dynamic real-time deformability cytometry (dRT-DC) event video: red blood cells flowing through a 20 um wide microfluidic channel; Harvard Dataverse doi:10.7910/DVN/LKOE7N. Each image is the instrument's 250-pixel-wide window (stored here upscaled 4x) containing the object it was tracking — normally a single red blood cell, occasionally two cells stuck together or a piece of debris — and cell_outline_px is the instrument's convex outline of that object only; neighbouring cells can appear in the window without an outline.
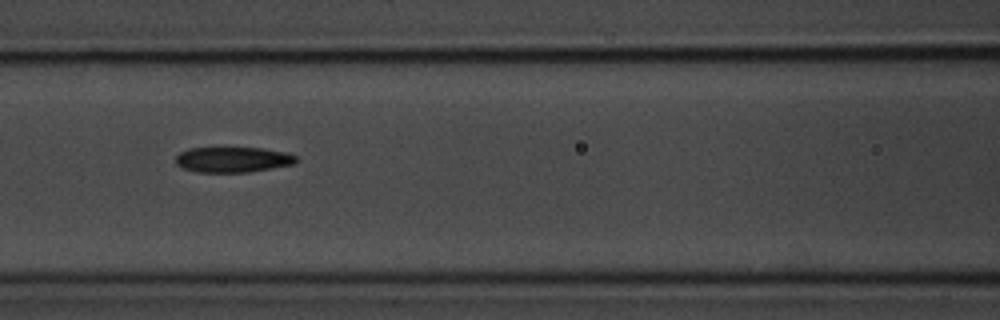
{"species": "common noctule bat (a hibernating species)", "species_latin": "Nyctalus noctula", "temperature_condition": "room temperature", "stored_images_in_passage": 10, "camera_frame_rate_fps": 3000, "um_per_image_px": 0.085, "animal": {"sex": "male", "body_mass_g": 20.1, "forearm_length_mm": 53.5}, "frame": {"image": 1, "passage_image": 6, "time_ms": 6.333, "image_size_px": [1000, 320], "cell_outline_px": [[296, 164], [248, 172], [196, 172], [180, 168], [176, 164], [176, 156], [180, 152], [188, 148], [264, 148], [284, 152], [296, 156]], "centroid_in_image_um": [19.76, 13.57], "position_along_channel_um": 146.8, "area_um2": 17.92}}
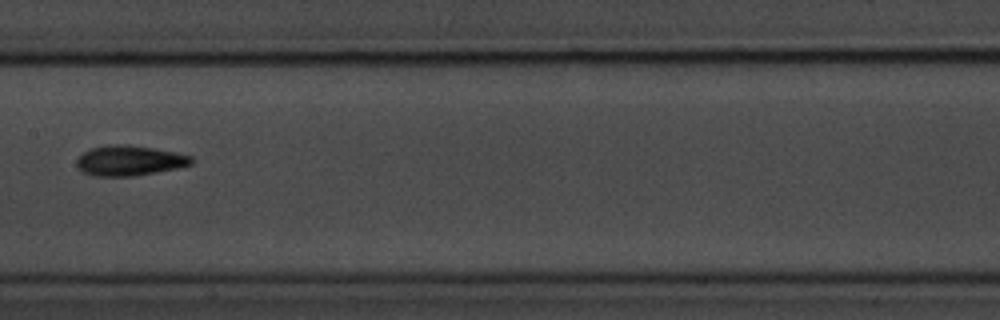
{"frame": {"image": 2, "passage_image": 7, "time_ms": 7.667, "image_size_px": [1000, 320], "cell_outline_px": [[196, 160], [192, 164], [176, 168], [156, 172], [132, 176], [96, 176], [80, 172], [76, 164], [76, 160], [84, 152], [92, 148], [108, 144], [124, 144], [152, 148], [176, 152], [192, 156]], "centroid_in_image_um": [11.0, 13.65], "position_along_channel_um": 196.4, "area_um2": 20.23}}
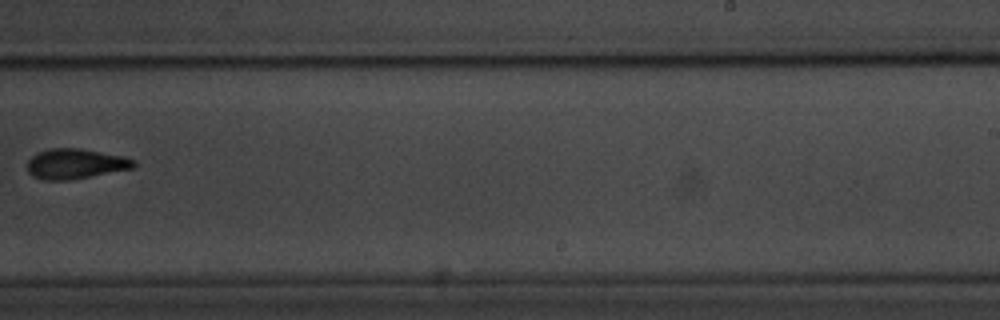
{"frame": {"image": 3, "passage_image": 9, "time_ms": 10.0, "image_size_px": [1000, 320], "cell_outline_px": [[136, 168], [68, 180], [44, 180], [32, 176], [28, 172], [28, 160], [32, 156], [40, 152], [52, 148], [80, 148], [124, 156], [136, 160]], "centroid_in_image_um": [6.45, 13.92], "position_along_channel_um": 282.5, "area_um2": 18.73}}